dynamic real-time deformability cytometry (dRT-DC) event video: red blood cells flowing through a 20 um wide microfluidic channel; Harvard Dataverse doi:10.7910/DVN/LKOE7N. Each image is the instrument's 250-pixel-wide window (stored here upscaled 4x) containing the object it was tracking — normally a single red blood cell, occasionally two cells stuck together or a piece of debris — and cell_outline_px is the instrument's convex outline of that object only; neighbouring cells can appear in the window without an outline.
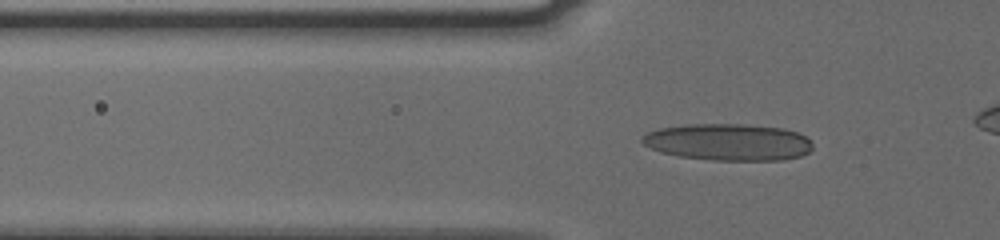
{"species": "human", "species_latin": "Homo sapiens", "temperature_condition": "cold", "stored_images_in_passage": 45, "camera_frame_rate_fps": 3000, "um_per_image_px": 0.085, "donor": {"sex": "male"}, "frame": {"image": 1, "passage_image": 19, "time_ms": 6.0, "image_size_px": [1000, 240], "cell_outline_px": [[812, 148], [808, 152], [800, 156], [784, 160], [712, 160], [680, 156], [660, 152], [644, 144], [640, 140], [640, 136], [648, 132], [660, 128], [688, 124], [744, 124], [784, 128], [796, 132], [812, 140]], "centroid_in_image_um": [61.91, 12.07], "position_along_channel_um": 63.9, "area_um2": 36.65}}
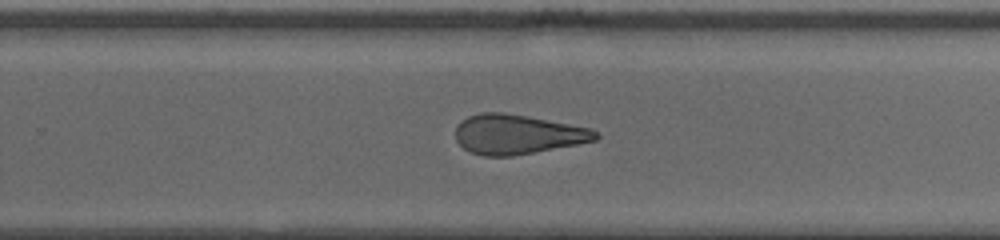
{"frame": {"image": 2, "passage_image": 32, "time_ms": 10.333, "image_size_px": [1000, 240], "cell_outline_px": [[600, 136], [596, 140], [576, 144], [512, 156], [484, 156], [472, 152], [464, 148], [456, 140], [456, 128], [468, 116], [484, 112], [504, 112], [592, 128]], "centroid_in_image_um": [43.99, 11.42], "position_along_channel_um": 285.8, "area_um2": 31.91}}
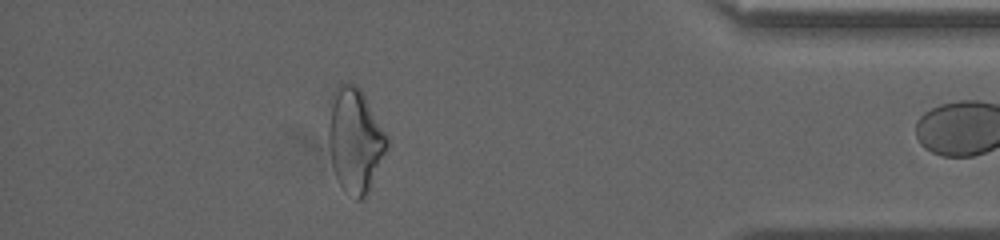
{"frame": {"image": 3, "passage_image": 43, "time_ms": 14.0, "image_size_px": [1000, 240], "cell_outline_px": [[388, 144], [368, 192], [364, 200], [356, 200], [340, 184], [332, 168], [328, 144], [328, 124], [332, 92], [340, 84], [356, 84], [360, 88], [388, 136]], "centroid_in_image_um": [30.15, 11.91], "position_along_channel_um": 405.0, "area_um2": 35.32}}